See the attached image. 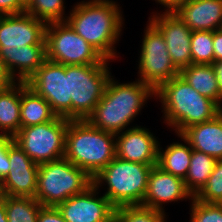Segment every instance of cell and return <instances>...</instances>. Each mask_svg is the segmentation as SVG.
<instances>
[{"label": "cell", "mask_w": 222, "mask_h": 222, "mask_svg": "<svg viewBox=\"0 0 222 222\" xmlns=\"http://www.w3.org/2000/svg\"><path fill=\"white\" fill-rule=\"evenodd\" d=\"M114 215L119 222H167L169 217L167 212L141 205L115 208Z\"/></svg>", "instance_id": "28"}, {"label": "cell", "mask_w": 222, "mask_h": 222, "mask_svg": "<svg viewBox=\"0 0 222 222\" xmlns=\"http://www.w3.org/2000/svg\"><path fill=\"white\" fill-rule=\"evenodd\" d=\"M0 222H8L4 202H0Z\"/></svg>", "instance_id": "39"}, {"label": "cell", "mask_w": 222, "mask_h": 222, "mask_svg": "<svg viewBox=\"0 0 222 222\" xmlns=\"http://www.w3.org/2000/svg\"><path fill=\"white\" fill-rule=\"evenodd\" d=\"M125 161L117 156L93 178V185L115 207L141 205L153 166ZM106 186V187H105ZM104 188V189H103Z\"/></svg>", "instance_id": "5"}, {"label": "cell", "mask_w": 222, "mask_h": 222, "mask_svg": "<svg viewBox=\"0 0 222 222\" xmlns=\"http://www.w3.org/2000/svg\"><path fill=\"white\" fill-rule=\"evenodd\" d=\"M15 81L12 79L8 71L6 70L4 63L0 56V91L6 89Z\"/></svg>", "instance_id": "37"}, {"label": "cell", "mask_w": 222, "mask_h": 222, "mask_svg": "<svg viewBox=\"0 0 222 222\" xmlns=\"http://www.w3.org/2000/svg\"><path fill=\"white\" fill-rule=\"evenodd\" d=\"M8 222H36L42 205L34 197L3 195Z\"/></svg>", "instance_id": "26"}, {"label": "cell", "mask_w": 222, "mask_h": 222, "mask_svg": "<svg viewBox=\"0 0 222 222\" xmlns=\"http://www.w3.org/2000/svg\"><path fill=\"white\" fill-rule=\"evenodd\" d=\"M163 35L173 64L181 70L192 64L191 30L175 13H155L147 18Z\"/></svg>", "instance_id": "15"}, {"label": "cell", "mask_w": 222, "mask_h": 222, "mask_svg": "<svg viewBox=\"0 0 222 222\" xmlns=\"http://www.w3.org/2000/svg\"><path fill=\"white\" fill-rule=\"evenodd\" d=\"M144 27L136 61V79L156 92L164 83L179 75L180 70L173 64L161 32L149 20Z\"/></svg>", "instance_id": "8"}, {"label": "cell", "mask_w": 222, "mask_h": 222, "mask_svg": "<svg viewBox=\"0 0 222 222\" xmlns=\"http://www.w3.org/2000/svg\"><path fill=\"white\" fill-rule=\"evenodd\" d=\"M111 62L104 59L97 65H68L71 120H87L93 113L112 75Z\"/></svg>", "instance_id": "7"}, {"label": "cell", "mask_w": 222, "mask_h": 222, "mask_svg": "<svg viewBox=\"0 0 222 222\" xmlns=\"http://www.w3.org/2000/svg\"><path fill=\"white\" fill-rule=\"evenodd\" d=\"M4 66L15 82H26L46 60V45L0 50Z\"/></svg>", "instance_id": "18"}, {"label": "cell", "mask_w": 222, "mask_h": 222, "mask_svg": "<svg viewBox=\"0 0 222 222\" xmlns=\"http://www.w3.org/2000/svg\"><path fill=\"white\" fill-rule=\"evenodd\" d=\"M116 157L115 134L100 130L87 120H69L64 158L92 178Z\"/></svg>", "instance_id": "4"}, {"label": "cell", "mask_w": 222, "mask_h": 222, "mask_svg": "<svg viewBox=\"0 0 222 222\" xmlns=\"http://www.w3.org/2000/svg\"><path fill=\"white\" fill-rule=\"evenodd\" d=\"M152 1V0H151ZM160 7L162 11L154 10L152 13L150 12L149 15L155 13H175L181 6H183L188 0H153Z\"/></svg>", "instance_id": "35"}, {"label": "cell", "mask_w": 222, "mask_h": 222, "mask_svg": "<svg viewBox=\"0 0 222 222\" xmlns=\"http://www.w3.org/2000/svg\"><path fill=\"white\" fill-rule=\"evenodd\" d=\"M181 135L193 150L222 159V112L212 120L186 128Z\"/></svg>", "instance_id": "20"}, {"label": "cell", "mask_w": 222, "mask_h": 222, "mask_svg": "<svg viewBox=\"0 0 222 222\" xmlns=\"http://www.w3.org/2000/svg\"><path fill=\"white\" fill-rule=\"evenodd\" d=\"M175 14L191 31L222 29V0H188Z\"/></svg>", "instance_id": "19"}, {"label": "cell", "mask_w": 222, "mask_h": 222, "mask_svg": "<svg viewBox=\"0 0 222 222\" xmlns=\"http://www.w3.org/2000/svg\"><path fill=\"white\" fill-rule=\"evenodd\" d=\"M21 82L0 91V136L14 137L21 128Z\"/></svg>", "instance_id": "22"}, {"label": "cell", "mask_w": 222, "mask_h": 222, "mask_svg": "<svg viewBox=\"0 0 222 222\" xmlns=\"http://www.w3.org/2000/svg\"><path fill=\"white\" fill-rule=\"evenodd\" d=\"M0 12L3 15L20 14L25 12L24 0H0Z\"/></svg>", "instance_id": "34"}, {"label": "cell", "mask_w": 222, "mask_h": 222, "mask_svg": "<svg viewBox=\"0 0 222 222\" xmlns=\"http://www.w3.org/2000/svg\"><path fill=\"white\" fill-rule=\"evenodd\" d=\"M46 23L27 12L4 15L0 20V50L46 45Z\"/></svg>", "instance_id": "14"}, {"label": "cell", "mask_w": 222, "mask_h": 222, "mask_svg": "<svg viewBox=\"0 0 222 222\" xmlns=\"http://www.w3.org/2000/svg\"><path fill=\"white\" fill-rule=\"evenodd\" d=\"M56 117L49 103L29 88L26 82H21V127L43 124Z\"/></svg>", "instance_id": "24"}, {"label": "cell", "mask_w": 222, "mask_h": 222, "mask_svg": "<svg viewBox=\"0 0 222 222\" xmlns=\"http://www.w3.org/2000/svg\"><path fill=\"white\" fill-rule=\"evenodd\" d=\"M66 22L105 59L120 58L118 43L125 28L124 10L117 0H80L71 5Z\"/></svg>", "instance_id": "1"}, {"label": "cell", "mask_w": 222, "mask_h": 222, "mask_svg": "<svg viewBox=\"0 0 222 222\" xmlns=\"http://www.w3.org/2000/svg\"><path fill=\"white\" fill-rule=\"evenodd\" d=\"M217 159L203 152L193 150L190 159V167L184 179L186 189L194 197L206 184L212 171L214 170Z\"/></svg>", "instance_id": "25"}, {"label": "cell", "mask_w": 222, "mask_h": 222, "mask_svg": "<svg viewBox=\"0 0 222 222\" xmlns=\"http://www.w3.org/2000/svg\"><path fill=\"white\" fill-rule=\"evenodd\" d=\"M36 222H66L57 207L42 206Z\"/></svg>", "instance_id": "33"}, {"label": "cell", "mask_w": 222, "mask_h": 222, "mask_svg": "<svg viewBox=\"0 0 222 222\" xmlns=\"http://www.w3.org/2000/svg\"><path fill=\"white\" fill-rule=\"evenodd\" d=\"M214 62L222 60V29L213 31Z\"/></svg>", "instance_id": "36"}, {"label": "cell", "mask_w": 222, "mask_h": 222, "mask_svg": "<svg viewBox=\"0 0 222 222\" xmlns=\"http://www.w3.org/2000/svg\"><path fill=\"white\" fill-rule=\"evenodd\" d=\"M8 158L10 171L0 182L3 195L35 198L39 165L14 140L8 146Z\"/></svg>", "instance_id": "13"}, {"label": "cell", "mask_w": 222, "mask_h": 222, "mask_svg": "<svg viewBox=\"0 0 222 222\" xmlns=\"http://www.w3.org/2000/svg\"><path fill=\"white\" fill-rule=\"evenodd\" d=\"M189 207V222H222V203H206L193 197Z\"/></svg>", "instance_id": "31"}, {"label": "cell", "mask_w": 222, "mask_h": 222, "mask_svg": "<svg viewBox=\"0 0 222 222\" xmlns=\"http://www.w3.org/2000/svg\"><path fill=\"white\" fill-rule=\"evenodd\" d=\"M192 64H213V31L191 32Z\"/></svg>", "instance_id": "29"}, {"label": "cell", "mask_w": 222, "mask_h": 222, "mask_svg": "<svg viewBox=\"0 0 222 222\" xmlns=\"http://www.w3.org/2000/svg\"><path fill=\"white\" fill-rule=\"evenodd\" d=\"M66 0H26L25 12L46 24L64 22L67 19ZM66 8V9H65Z\"/></svg>", "instance_id": "27"}, {"label": "cell", "mask_w": 222, "mask_h": 222, "mask_svg": "<svg viewBox=\"0 0 222 222\" xmlns=\"http://www.w3.org/2000/svg\"><path fill=\"white\" fill-rule=\"evenodd\" d=\"M212 66L214 67V70H215V73H216L218 87H219V90H220V92L222 94V60L218 61V62H214L212 64Z\"/></svg>", "instance_id": "38"}, {"label": "cell", "mask_w": 222, "mask_h": 222, "mask_svg": "<svg viewBox=\"0 0 222 222\" xmlns=\"http://www.w3.org/2000/svg\"><path fill=\"white\" fill-rule=\"evenodd\" d=\"M68 123L57 116L43 124L21 127L13 140L38 165L57 161L65 155Z\"/></svg>", "instance_id": "9"}, {"label": "cell", "mask_w": 222, "mask_h": 222, "mask_svg": "<svg viewBox=\"0 0 222 222\" xmlns=\"http://www.w3.org/2000/svg\"><path fill=\"white\" fill-rule=\"evenodd\" d=\"M175 135L178 141L169 143L165 148L161 145L162 142H159L157 166L167 173L185 179L193 149L181 134Z\"/></svg>", "instance_id": "21"}, {"label": "cell", "mask_w": 222, "mask_h": 222, "mask_svg": "<svg viewBox=\"0 0 222 222\" xmlns=\"http://www.w3.org/2000/svg\"><path fill=\"white\" fill-rule=\"evenodd\" d=\"M193 199L186 189L184 179L163 171L159 166H153L148 176L147 190L141 206L157 209L163 212L168 204L188 202Z\"/></svg>", "instance_id": "16"}, {"label": "cell", "mask_w": 222, "mask_h": 222, "mask_svg": "<svg viewBox=\"0 0 222 222\" xmlns=\"http://www.w3.org/2000/svg\"><path fill=\"white\" fill-rule=\"evenodd\" d=\"M106 222H119L117 217L114 215L113 217H111L108 221Z\"/></svg>", "instance_id": "40"}, {"label": "cell", "mask_w": 222, "mask_h": 222, "mask_svg": "<svg viewBox=\"0 0 222 222\" xmlns=\"http://www.w3.org/2000/svg\"><path fill=\"white\" fill-rule=\"evenodd\" d=\"M155 101L163 114L161 123L169 131L181 134L186 128L212 120L222 112V108L213 100L202 96L180 75L164 83L155 92Z\"/></svg>", "instance_id": "3"}, {"label": "cell", "mask_w": 222, "mask_h": 222, "mask_svg": "<svg viewBox=\"0 0 222 222\" xmlns=\"http://www.w3.org/2000/svg\"><path fill=\"white\" fill-rule=\"evenodd\" d=\"M56 207L66 222H106L115 212V207L93 184Z\"/></svg>", "instance_id": "12"}, {"label": "cell", "mask_w": 222, "mask_h": 222, "mask_svg": "<svg viewBox=\"0 0 222 222\" xmlns=\"http://www.w3.org/2000/svg\"><path fill=\"white\" fill-rule=\"evenodd\" d=\"M26 83L49 103L57 116L71 120L68 65L46 59Z\"/></svg>", "instance_id": "11"}, {"label": "cell", "mask_w": 222, "mask_h": 222, "mask_svg": "<svg viewBox=\"0 0 222 222\" xmlns=\"http://www.w3.org/2000/svg\"><path fill=\"white\" fill-rule=\"evenodd\" d=\"M115 78L114 75L109 78L103 97L87 121L100 130L116 135L138 126L133 122L139 119L137 117L148 107V102L155 100V91L136 78L124 83Z\"/></svg>", "instance_id": "2"}, {"label": "cell", "mask_w": 222, "mask_h": 222, "mask_svg": "<svg viewBox=\"0 0 222 222\" xmlns=\"http://www.w3.org/2000/svg\"><path fill=\"white\" fill-rule=\"evenodd\" d=\"M149 129L138 124L116 134V156L130 162L157 164L160 140Z\"/></svg>", "instance_id": "17"}, {"label": "cell", "mask_w": 222, "mask_h": 222, "mask_svg": "<svg viewBox=\"0 0 222 222\" xmlns=\"http://www.w3.org/2000/svg\"><path fill=\"white\" fill-rule=\"evenodd\" d=\"M2 198H3V192H2V187L0 183V202L2 201Z\"/></svg>", "instance_id": "41"}, {"label": "cell", "mask_w": 222, "mask_h": 222, "mask_svg": "<svg viewBox=\"0 0 222 222\" xmlns=\"http://www.w3.org/2000/svg\"><path fill=\"white\" fill-rule=\"evenodd\" d=\"M179 75L202 96L215 101L222 108V94L212 64H191L182 68Z\"/></svg>", "instance_id": "23"}, {"label": "cell", "mask_w": 222, "mask_h": 222, "mask_svg": "<svg viewBox=\"0 0 222 222\" xmlns=\"http://www.w3.org/2000/svg\"><path fill=\"white\" fill-rule=\"evenodd\" d=\"M12 141V137L0 136V182L7 176L10 171L8 146Z\"/></svg>", "instance_id": "32"}, {"label": "cell", "mask_w": 222, "mask_h": 222, "mask_svg": "<svg viewBox=\"0 0 222 222\" xmlns=\"http://www.w3.org/2000/svg\"><path fill=\"white\" fill-rule=\"evenodd\" d=\"M3 16H4V15L0 12V20L2 19Z\"/></svg>", "instance_id": "42"}, {"label": "cell", "mask_w": 222, "mask_h": 222, "mask_svg": "<svg viewBox=\"0 0 222 222\" xmlns=\"http://www.w3.org/2000/svg\"><path fill=\"white\" fill-rule=\"evenodd\" d=\"M46 59L63 65H97L105 58L66 22L46 25Z\"/></svg>", "instance_id": "10"}, {"label": "cell", "mask_w": 222, "mask_h": 222, "mask_svg": "<svg viewBox=\"0 0 222 222\" xmlns=\"http://www.w3.org/2000/svg\"><path fill=\"white\" fill-rule=\"evenodd\" d=\"M206 203H222V159H218L206 184L194 196Z\"/></svg>", "instance_id": "30"}, {"label": "cell", "mask_w": 222, "mask_h": 222, "mask_svg": "<svg viewBox=\"0 0 222 222\" xmlns=\"http://www.w3.org/2000/svg\"><path fill=\"white\" fill-rule=\"evenodd\" d=\"M92 184V177L85 170L65 158L46 162L39 164L35 199L42 206L56 207Z\"/></svg>", "instance_id": "6"}]
</instances>
